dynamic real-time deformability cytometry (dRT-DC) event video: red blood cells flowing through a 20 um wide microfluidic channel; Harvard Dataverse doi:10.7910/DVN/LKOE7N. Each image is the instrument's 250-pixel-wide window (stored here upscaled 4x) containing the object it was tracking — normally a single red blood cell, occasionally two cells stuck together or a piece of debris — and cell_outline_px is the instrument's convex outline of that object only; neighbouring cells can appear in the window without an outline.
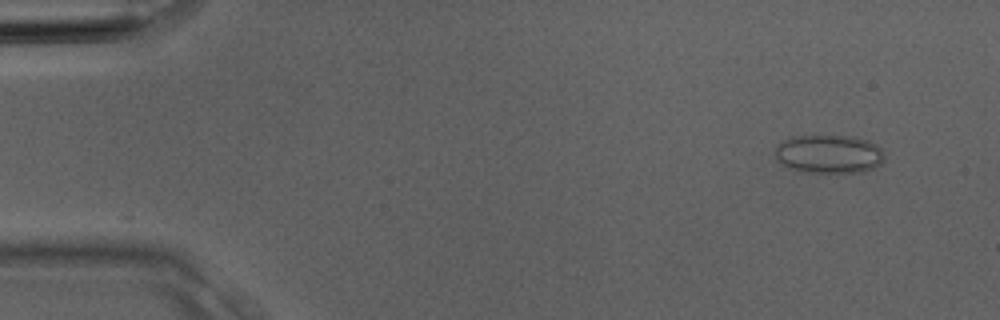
{"species": "Egyptian fruit bat (a non-hibernating species)", "species_latin": "Rousettus aegyptiacus", "temperature_condition": "room temperature", "stored_images_in_passage": 3, "camera_frame_rate_fps": 3000, "um_per_image_px": 0.085, "animal": {"sex": "male"}, "frame": {"image": 1, "passage_image": 1, "time_ms": 0.0, "image_size_px": [1000, 320], "cell_outline_px": [[884, 160], [880, 164], [864, 172], [800, 172], [788, 168], [780, 164], [776, 156], [776, 148], [784, 140], [796, 136], [852, 136], [868, 140], [876, 144], [880, 148], [884, 156]], "centroid_in_image_um": [70.47, 13.1], "position_along_channel_um": 14.5, "area_um2": 24.51}}